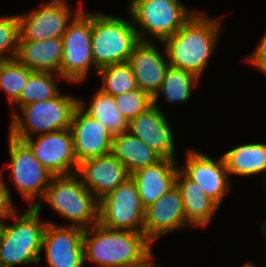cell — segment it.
<instances>
[{
    "label": "cell",
    "mask_w": 266,
    "mask_h": 267,
    "mask_svg": "<svg viewBox=\"0 0 266 267\" xmlns=\"http://www.w3.org/2000/svg\"><path fill=\"white\" fill-rule=\"evenodd\" d=\"M129 1L128 11L131 19L137 23L133 24L140 41H151L153 38L152 42H163L177 33L195 13L180 0Z\"/></svg>",
    "instance_id": "cell-7"
},
{
    "label": "cell",
    "mask_w": 266,
    "mask_h": 267,
    "mask_svg": "<svg viewBox=\"0 0 266 267\" xmlns=\"http://www.w3.org/2000/svg\"><path fill=\"white\" fill-rule=\"evenodd\" d=\"M92 12L82 9L69 23L61 37L63 54L60 63V78L71 83H80L88 76L90 68L96 69L92 51Z\"/></svg>",
    "instance_id": "cell-8"
},
{
    "label": "cell",
    "mask_w": 266,
    "mask_h": 267,
    "mask_svg": "<svg viewBox=\"0 0 266 267\" xmlns=\"http://www.w3.org/2000/svg\"><path fill=\"white\" fill-rule=\"evenodd\" d=\"M8 138L10 162L5 168L11 171L13 184L30 203L29 207H35L43 198L53 175L35 158L24 141L11 135Z\"/></svg>",
    "instance_id": "cell-10"
},
{
    "label": "cell",
    "mask_w": 266,
    "mask_h": 267,
    "mask_svg": "<svg viewBox=\"0 0 266 267\" xmlns=\"http://www.w3.org/2000/svg\"><path fill=\"white\" fill-rule=\"evenodd\" d=\"M3 221L4 220H0V246H1V243H2L3 232H4V227H5V223Z\"/></svg>",
    "instance_id": "cell-34"
},
{
    "label": "cell",
    "mask_w": 266,
    "mask_h": 267,
    "mask_svg": "<svg viewBox=\"0 0 266 267\" xmlns=\"http://www.w3.org/2000/svg\"><path fill=\"white\" fill-rule=\"evenodd\" d=\"M188 225L181 193L176 186L145 209L143 233L152 243L158 237Z\"/></svg>",
    "instance_id": "cell-18"
},
{
    "label": "cell",
    "mask_w": 266,
    "mask_h": 267,
    "mask_svg": "<svg viewBox=\"0 0 266 267\" xmlns=\"http://www.w3.org/2000/svg\"><path fill=\"white\" fill-rule=\"evenodd\" d=\"M98 223L112 230L143 232L145 209L130 177L99 200Z\"/></svg>",
    "instance_id": "cell-9"
},
{
    "label": "cell",
    "mask_w": 266,
    "mask_h": 267,
    "mask_svg": "<svg viewBox=\"0 0 266 267\" xmlns=\"http://www.w3.org/2000/svg\"><path fill=\"white\" fill-rule=\"evenodd\" d=\"M83 233L84 229L77 226L48 222L41 249L45 250L49 267H83Z\"/></svg>",
    "instance_id": "cell-13"
},
{
    "label": "cell",
    "mask_w": 266,
    "mask_h": 267,
    "mask_svg": "<svg viewBox=\"0 0 266 267\" xmlns=\"http://www.w3.org/2000/svg\"><path fill=\"white\" fill-rule=\"evenodd\" d=\"M2 172H0V220L10 218L16 211L13 207L11 192L2 179Z\"/></svg>",
    "instance_id": "cell-33"
},
{
    "label": "cell",
    "mask_w": 266,
    "mask_h": 267,
    "mask_svg": "<svg viewBox=\"0 0 266 267\" xmlns=\"http://www.w3.org/2000/svg\"><path fill=\"white\" fill-rule=\"evenodd\" d=\"M32 72L16 59L0 62V90L8 94L11 106L19 98Z\"/></svg>",
    "instance_id": "cell-29"
},
{
    "label": "cell",
    "mask_w": 266,
    "mask_h": 267,
    "mask_svg": "<svg viewBox=\"0 0 266 267\" xmlns=\"http://www.w3.org/2000/svg\"><path fill=\"white\" fill-rule=\"evenodd\" d=\"M203 12L193 16L173 36L163 42L169 65L189 71L201 78L208 60L218 44L221 17H209Z\"/></svg>",
    "instance_id": "cell-2"
},
{
    "label": "cell",
    "mask_w": 266,
    "mask_h": 267,
    "mask_svg": "<svg viewBox=\"0 0 266 267\" xmlns=\"http://www.w3.org/2000/svg\"><path fill=\"white\" fill-rule=\"evenodd\" d=\"M242 267H256V265H254L253 263H245L244 266Z\"/></svg>",
    "instance_id": "cell-37"
},
{
    "label": "cell",
    "mask_w": 266,
    "mask_h": 267,
    "mask_svg": "<svg viewBox=\"0 0 266 267\" xmlns=\"http://www.w3.org/2000/svg\"><path fill=\"white\" fill-rule=\"evenodd\" d=\"M117 109L129 122L153 105V97L140 89L115 96Z\"/></svg>",
    "instance_id": "cell-30"
},
{
    "label": "cell",
    "mask_w": 266,
    "mask_h": 267,
    "mask_svg": "<svg viewBox=\"0 0 266 267\" xmlns=\"http://www.w3.org/2000/svg\"><path fill=\"white\" fill-rule=\"evenodd\" d=\"M111 154L122 163L130 174L156 164L162 157L128 131L113 136Z\"/></svg>",
    "instance_id": "cell-23"
},
{
    "label": "cell",
    "mask_w": 266,
    "mask_h": 267,
    "mask_svg": "<svg viewBox=\"0 0 266 267\" xmlns=\"http://www.w3.org/2000/svg\"><path fill=\"white\" fill-rule=\"evenodd\" d=\"M42 203L25 209L21 214L15 211L10 218L16 222L4 227L0 246V267L39 263L42 257L43 234L48 222H41ZM20 214V215H19Z\"/></svg>",
    "instance_id": "cell-3"
},
{
    "label": "cell",
    "mask_w": 266,
    "mask_h": 267,
    "mask_svg": "<svg viewBox=\"0 0 266 267\" xmlns=\"http://www.w3.org/2000/svg\"><path fill=\"white\" fill-rule=\"evenodd\" d=\"M84 261L99 267H140L153 258L152 242L143 232L112 230L99 223L84 229Z\"/></svg>",
    "instance_id": "cell-1"
},
{
    "label": "cell",
    "mask_w": 266,
    "mask_h": 267,
    "mask_svg": "<svg viewBox=\"0 0 266 267\" xmlns=\"http://www.w3.org/2000/svg\"><path fill=\"white\" fill-rule=\"evenodd\" d=\"M199 78L189 71L169 65L159 90L153 96V105L158 107L160 94L167 102L185 103L191 96L193 86L198 84Z\"/></svg>",
    "instance_id": "cell-26"
},
{
    "label": "cell",
    "mask_w": 266,
    "mask_h": 267,
    "mask_svg": "<svg viewBox=\"0 0 266 267\" xmlns=\"http://www.w3.org/2000/svg\"><path fill=\"white\" fill-rule=\"evenodd\" d=\"M82 9L81 5L72 12L66 0H50L37 10L18 14L19 40L61 38L69 23Z\"/></svg>",
    "instance_id": "cell-11"
},
{
    "label": "cell",
    "mask_w": 266,
    "mask_h": 267,
    "mask_svg": "<svg viewBox=\"0 0 266 267\" xmlns=\"http://www.w3.org/2000/svg\"><path fill=\"white\" fill-rule=\"evenodd\" d=\"M246 59V61L254 65L258 71L266 74V32L254 51L250 55L248 54Z\"/></svg>",
    "instance_id": "cell-32"
},
{
    "label": "cell",
    "mask_w": 266,
    "mask_h": 267,
    "mask_svg": "<svg viewBox=\"0 0 266 267\" xmlns=\"http://www.w3.org/2000/svg\"><path fill=\"white\" fill-rule=\"evenodd\" d=\"M186 163L179 168L189 179L194 181L219 207L226 193L230 190L229 174L223 157L213 160L201 151H187Z\"/></svg>",
    "instance_id": "cell-14"
},
{
    "label": "cell",
    "mask_w": 266,
    "mask_h": 267,
    "mask_svg": "<svg viewBox=\"0 0 266 267\" xmlns=\"http://www.w3.org/2000/svg\"><path fill=\"white\" fill-rule=\"evenodd\" d=\"M19 37L18 14L0 16V62L15 59Z\"/></svg>",
    "instance_id": "cell-31"
},
{
    "label": "cell",
    "mask_w": 266,
    "mask_h": 267,
    "mask_svg": "<svg viewBox=\"0 0 266 267\" xmlns=\"http://www.w3.org/2000/svg\"><path fill=\"white\" fill-rule=\"evenodd\" d=\"M139 42L133 22L104 13H92L91 51L98 69L128 62Z\"/></svg>",
    "instance_id": "cell-6"
},
{
    "label": "cell",
    "mask_w": 266,
    "mask_h": 267,
    "mask_svg": "<svg viewBox=\"0 0 266 267\" xmlns=\"http://www.w3.org/2000/svg\"><path fill=\"white\" fill-rule=\"evenodd\" d=\"M59 74L45 71H33L19 98L12 104L18 108L32 102L45 101L55 98L61 91L56 83V76Z\"/></svg>",
    "instance_id": "cell-27"
},
{
    "label": "cell",
    "mask_w": 266,
    "mask_h": 267,
    "mask_svg": "<svg viewBox=\"0 0 266 267\" xmlns=\"http://www.w3.org/2000/svg\"><path fill=\"white\" fill-rule=\"evenodd\" d=\"M127 131L162 158L176 160L173 130L159 106L152 105L129 121Z\"/></svg>",
    "instance_id": "cell-16"
},
{
    "label": "cell",
    "mask_w": 266,
    "mask_h": 267,
    "mask_svg": "<svg viewBox=\"0 0 266 267\" xmlns=\"http://www.w3.org/2000/svg\"><path fill=\"white\" fill-rule=\"evenodd\" d=\"M22 141L29 146L35 158L53 176L76 174L78 162L70 128L38 135L36 139L25 138Z\"/></svg>",
    "instance_id": "cell-12"
},
{
    "label": "cell",
    "mask_w": 266,
    "mask_h": 267,
    "mask_svg": "<svg viewBox=\"0 0 266 267\" xmlns=\"http://www.w3.org/2000/svg\"><path fill=\"white\" fill-rule=\"evenodd\" d=\"M41 200L71 221L70 226L87 229L98 223L99 200L76 174L53 176Z\"/></svg>",
    "instance_id": "cell-5"
},
{
    "label": "cell",
    "mask_w": 266,
    "mask_h": 267,
    "mask_svg": "<svg viewBox=\"0 0 266 267\" xmlns=\"http://www.w3.org/2000/svg\"><path fill=\"white\" fill-rule=\"evenodd\" d=\"M176 187L179 189L189 226L205 227L212 220L219 206L206 193L189 179L180 169L176 176Z\"/></svg>",
    "instance_id": "cell-22"
},
{
    "label": "cell",
    "mask_w": 266,
    "mask_h": 267,
    "mask_svg": "<svg viewBox=\"0 0 266 267\" xmlns=\"http://www.w3.org/2000/svg\"><path fill=\"white\" fill-rule=\"evenodd\" d=\"M78 99L60 92L55 98L32 102L13 111L9 135L18 140L70 128ZM37 133V134H36Z\"/></svg>",
    "instance_id": "cell-4"
},
{
    "label": "cell",
    "mask_w": 266,
    "mask_h": 267,
    "mask_svg": "<svg viewBox=\"0 0 266 267\" xmlns=\"http://www.w3.org/2000/svg\"><path fill=\"white\" fill-rule=\"evenodd\" d=\"M222 157L229 177L232 174L247 177L265 173L263 180L266 179V144H243L225 152Z\"/></svg>",
    "instance_id": "cell-24"
},
{
    "label": "cell",
    "mask_w": 266,
    "mask_h": 267,
    "mask_svg": "<svg viewBox=\"0 0 266 267\" xmlns=\"http://www.w3.org/2000/svg\"><path fill=\"white\" fill-rule=\"evenodd\" d=\"M70 131L78 164L84 160L111 153L114 135L79 106L73 112Z\"/></svg>",
    "instance_id": "cell-15"
},
{
    "label": "cell",
    "mask_w": 266,
    "mask_h": 267,
    "mask_svg": "<svg viewBox=\"0 0 266 267\" xmlns=\"http://www.w3.org/2000/svg\"><path fill=\"white\" fill-rule=\"evenodd\" d=\"M62 54L61 38L19 40L15 59L32 71L52 72L60 77Z\"/></svg>",
    "instance_id": "cell-21"
},
{
    "label": "cell",
    "mask_w": 266,
    "mask_h": 267,
    "mask_svg": "<svg viewBox=\"0 0 266 267\" xmlns=\"http://www.w3.org/2000/svg\"><path fill=\"white\" fill-rule=\"evenodd\" d=\"M151 258L145 265L140 266V267H160L159 265H156Z\"/></svg>",
    "instance_id": "cell-35"
},
{
    "label": "cell",
    "mask_w": 266,
    "mask_h": 267,
    "mask_svg": "<svg viewBox=\"0 0 266 267\" xmlns=\"http://www.w3.org/2000/svg\"><path fill=\"white\" fill-rule=\"evenodd\" d=\"M78 106L90 117L98 120L113 135L121 134L128 130V121L117 109L114 97L103 93L99 89L93 95L89 107L82 99H78Z\"/></svg>",
    "instance_id": "cell-25"
},
{
    "label": "cell",
    "mask_w": 266,
    "mask_h": 267,
    "mask_svg": "<svg viewBox=\"0 0 266 267\" xmlns=\"http://www.w3.org/2000/svg\"><path fill=\"white\" fill-rule=\"evenodd\" d=\"M165 57L152 41H140L129 56L128 63L132 68L137 88L152 97L159 90L169 62L165 48Z\"/></svg>",
    "instance_id": "cell-19"
},
{
    "label": "cell",
    "mask_w": 266,
    "mask_h": 267,
    "mask_svg": "<svg viewBox=\"0 0 266 267\" xmlns=\"http://www.w3.org/2000/svg\"><path fill=\"white\" fill-rule=\"evenodd\" d=\"M178 169L176 160L162 158L156 164L138 169L131 174L144 209L176 186Z\"/></svg>",
    "instance_id": "cell-20"
},
{
    "label": "cell",
    "mask_w": 266,
    "mask_h": 267,
    "mask_svg": "<svg viewBox=\"0 0 266 267\" xmlns=\"http://www.w3.org/2000/svg\"><path fill=\"white\" fill-rule=\"evenodd\" d=\"M76 175L98 200L131 177L127 168L111 153L80 162Z\"/></svg>",
    "instance_id": "cell-17"
},
{
    "label": "cell",
    "mask_w": 266,
    "mask_h": 267,
    "mask_svg": "<svg viewBox=\"0 0 266 267\" xmlns=\"http://www.w3.org/2000/svg\"><path fill=\"white\" fill-rule=\"evenodd\" d=\"M103 93L113 97L137 89L132 68L128 62L111 64L98 69Z\"/></svg>",
    "instance_id": "cell-28"
},
{
    "label": "cell",
    "mask_w": 266,
    "mask_h": 267,
    "mask_svg": "<svg viewBox=\"0 0 266 267\" xmlns=\"http://www.w3.org/2000/svg\"><path fill=\"white\" fill-rule=\"evenodd\" d=\"M263 237H266V220L263 222L262 228L260 229Z\"/></svg>",
    "instance_id": "cell-36"
}]
</instances>
